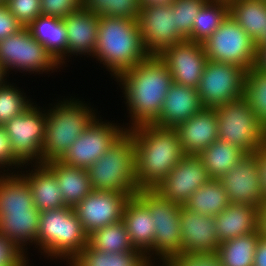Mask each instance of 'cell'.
Returning a JSON list of instances; mask_svg holds the SVG:
<instances>
[{
  "label": "cell",
  "mask_w": 266,
  "mask_h": 266,
  "mask_svg": "<svg viewBox=\"0 0 266 266\" xmlns=\"http://www.w3.org/2000/svg\"><path fill=\"white\" fill-rule=\"evenodd\" d=\"M158 56L174 83L197 89L208 60L202 43L185 40L166 47Z\"/></svg>",
  "instance_id": "16"
},
{
  "label": "cell",
  "mask_w": 266,
  "mask_h": 266,
  "mask_svg": "<svg viewBox=\"0 0 266 266\" xmlns=\"http://www.w3.org/2000/svg\"><path fill=\"white\" fill-rule=\"evenodd\" d=\"M63 98L46 109V132L41 148L42 164L59 160L97 116L93 106L75 98ZM90 106V107H89Z\"/></svg>",
  "instance_id": "4"
},
{
  "label": "cell",
  "mask_w": 266,
  "mask_h": 266,
  "mask_svg": "<svg viewBox=\"0 0 266 266\" xmlns=\"http://www.w3.org/2000/svg\"><path fill=\"white\" fill-rule=\"evenodd\" d=\"M134 141L138 190H154L186 155L174 128L154 124L127 130Z\"/></svg>",
  "instance_id": "2"
},
{
  "label": "cell",
  "mask_w": 266,
  "mask_h": 266,
  "mask_svg": "<svg viewBox=\"0 0 266 266\" xmlns=\"http://www.w3.org/2000/svg\"><path fill=\"white\" fill-rule=\"evenodd\" d=\"M24 26L9 12L6 5L0 6V40L20 31Z\"/></svg>",
  "instance_id": "46"
},
{
  "label": "cell",
  "mask_w": 266,
  "mask_h": 266,
  "mask_svg": "<svg viewBox=\"0 0 266 266\" xmlns=\"http://www.w3.org/2000/svg\"><path fill=\"white\" fill-rule=\"evenodd\" d=\"M60 65L67 59V29L63 19L40 15L26 27Z\"/></svg>",
  "instance_id": "26"
},
{
  "label": "cell",
  "mask_w": 266,
  "mask_h": 266,
  "mask_svg": "<svg viewBox=\"0 0 266 266\" xmlns=\"http://www.w3.org/2000/svg\"><path fill=\"white\" fill-rule=\"evenodd\" d=\"M248 70L207 60L197 91L204 108H216L244 98Z\"/></svg>",
  "instance_id": "10"
},
{
  "label": "cell",
  "mask_w": 266,
  "mask_h": 266,
  "mask_svg": "<svg viewBox=\"0 0 266 266\" xmlns=\"http://www.w3.org/2000/svg\"><path fill=\"white\" fill-rule=\"evenodd\" d=\"M102 120L96 116L58 161L87 170L127 131L124 124Z\"/></svg>",
  "instance_id": "13"
},
{
  "label": "cell",
  "mask_w": 266,
  "mask_h": 266,
  "mask_svg": "<svg viewBox=\"0 0 266 266\" xmlns=\"http://www.w3.org/2000/svg\"><path fill=\"white\" fill-rule=\"evenodd\" d=\"M141 7L149 5H168L172 4L175 0H139Z\"/></svg>",
  "instance_id": "51"
},
{
  "label": "cell",
  "mask_w": 266,
  "mask_h": 266,
  "mask_svg": "<svg viewBox=\"0 0 266 266\" xmlns=\"http://www.w3.org/2000/svg\"><path fill=\"white\" fill-rule=\"evenodd\" d=\"M28 183L17 173H0V216L6 212H29L34 207Z\"/></svg>",
  "instance_id": "29"
},
{
  "label": "cell",
  "mask_w": 266,
  "mask_h": 266,
  "mask_svg": "<svg viewBox=\"0 0 266 266\" xmlns=\"http://www.w3.org/2000/svg\"><path fill=\"white\" fill-rule=\"evenodd\" d=\"M0 65L7 77L14 69L21 73L47 74L61 67L26 27L0 40Z\"/></svg>",
  "instance_id": "9"
},
{
  "label": "cell",
  "mask_w": 266,
  "mask_h": 266,
  "mask_svg": "<svg viewBox=\"0 0 266 266\" xmlns=\"http://www.w3.org/2000/svg\"><path fill=\"white\" fill-rule=\"evenodd\" d=\"M209 0H175L171 5L178 32L187 40L193 28L194 18Z\"/></svg>",
  "instance_id": "40"
},
{
  "label": "cell",
  "mask_w": 266,
  "mask_h": 266,
  "mask_svg": "<svg viewBox=\"0 0 266 266\" xmlns=\"http://www.w3.org/2000/svg\"><path fill=\"white\" fill-rule=\"evenodd\" d=\"M41 15L63 19L82 8V0H41Z\"/></svg>",
  "instance_id": "44"
},
{
  "label": "cell",
  "mask_w": 266,
  "mask_h": 266,
  "mask_svg": "<svg viewBox=\"0 0 266 266\" xmlns=\"http://www.w3.org/2000/svg\"><path fill=\"white\" fill-rule=\"evenodd\" d=\"M137 21L143 45L150 55H159L166 47L186 40L178 32L171 4L141 7Z\"/></svg>",
  "instance_id": "14"
},
{
  "label": "cell",
  "mask_w": 266,
  "mask_h": 266,
  "mask_svg": "<svg viewBox=\"0 0 266 266\" xmlns=\"http://www.w3.org/2000/svg\"><path fill=\"white\" fill-rule=\"evenodd\" d=\"M135 149L126 131L87 171L93 190L136 193Z\"/></svg>",
  "instance_id": "6"
},
{
  "label": "cell",
  "mask_w": 266,
  "mask_h": 266,
  "mask_svg": "<svg viewBox=\"0 0 266 266\" xmlns=\"http://www.w3.org/2000/svg\"><path fill=\"white\" fill-rule=\"evenodd\" d=\"M244 98L256 117L266 126V73L252 67L246 76Z\"/></svg>",
  "instance_id": "39"
},
{
  "label": "cell",
  "mask_w": 266,
  "mask_h": 266,
  "mask_svg": "<svg viewBox=\"0 0 266 266\" xmlns=\"http://www.w3.org/2000/svg\"><path fill=\"white\" fill-rule=\"evenodd\" d=\"M218 139L252 154L266 145V126L256 117L249 102L242 98L215 108Z\"/></svg>",
  "instance_id": "8"
},
{
  "label": "cell",
  "mask_w": 266,
  "mask_h": 266,
  "mask_svg": "<svg viewBox=\"0 0 266 266\" xmlns=\"http://www.w3.org/2000/svg\"><path fill=\"white\" fill-rule=\"evenodd\" d=\"M185 154L198 155L218 139L215 108H202L174 128Z\"/></svg>",
  "instance_id": "20"
},
{
  "label": "cell",
  "mask_w": 266,
  "mask_h": 266,
  "mask_svg": "<svg viewBox=\"0 0 266 266\" xmlns=\"http://www.w3.org/2000/svg\"><path fill=\"white\" fill-rule=\"evenodd\" d=\"M219 181L225 188L229 203L260 207L264 201L259 168L253 154H246Z\"/></svg>",
  "instance_id": "18"
},
{
  "label": "cell",
  "mask_w": 266,
  "mask_h": 266,
  "mask_svg": "<svg viewBox=\"0 0 266 266\" xmlns=\"http://www.w3.org/2000/svg\"><path fill=\"white\" fill-rule=\"evenodd\" d=\"M88 244V234L75 213L74 207L65 206L40 212L35 247L50 260L68 263ZM41 249V250H40Z\"/></svg>",
  "instance_id": "5"
},
{
  "label": "cell",
  "mask_w": 266,
  "mask_h": 266,
  "mask_svg": "<svg viewBox=\"0 0 266 266\" xmlns=\"http://www.w3.org/2000/svg\"><path fill=\"white\" fill-rule=\"evenodd\" d=\"M68 266H154L147 256L137 249L124 253H104L87 244Z\"/></svg>",
  "instance_id": "30"
},
{
  "label": "cell",
  "mask_w": 266,
  "mask_h": 266,
  "mask_svg": "<svg viewBox=\"0 0 266 266\" xmlns=\"http://www.w3.org/2000/svg\"><path fill=\"white\" fill-rule=\"evenodd\" d=\"M253 266H266V239L263 237L257 243Z\"/></svg>",
  "instance_id": "48"
},
{
  "label": "cell",
  "mask_w": 266,
  "mask_h": 266,
  "mask_svg": "<svg viewBox=\"0 0 266 266\" xmlns=\"http://www.w3.org/2000/svg\"><path fill=\"white\" fill-rule=\"evenodd\" d=\"M41 0H6L9 12L24 26L27 27L41 15Z\"/></svg>",
  "instance_id": "42"
},
{
  "label": "cell",
  "mask_w": 266,
  "mask_h": 266,
  "mask_svg": "<svg viewBox=\"0 0 266 266\" xmlns=\"http://www.w3.org/2000/svg\"><path fill=\"white\" fill-rule=\"evenodd\" d=\"M39 219L35 206L29 212H6L0 216V233L26 254L27 245L37 242Z\"/></svg>",
  "instance_id": "27"
},
{
  "label": "cell",
  "mask_w": 266,
  "mask_h": 266,
  "mask_svg": "<svg viewBox=\"0 0 266 266\" xmlns=\"http://www.w3.org/2000/svg\"><path fill=\"white\" fill-rule=\"evenodd\" d=\"M254 67L262 73H266V45L260 46L257 49L256 63Z\"/></svg>",
  "instance_id": "50"
},
{
  "label": "cell",
  "mask_w": 266,
  "mask_h": 266,
  "mask_svg": "<svg viewBox=\"0 0 266 266\" xmlns=\"http://www.w3.org/2000/svg\"><path fill=\"white\" fill-rule=\"evenodd\" d=\"M209 1H224V2L230 3L232 0H209Z\"/></svg>",
  "instance_id": "54"
},
{
  "label": "cell",
  "mask_w": 266,
  "mask_h": 266,
  "mask_svg": "<svg viewBox=\"0 0 266 266\" xmlns=\"http://www.w3.org/2000/svg\"><path fill=\"white\" fill-rule=\"evenodd\" d=\"M245 155L246 153L239 147L220 139L214 141L198 154L210 179L221 178L235 167Z\"/></svg>",
  "instance_id": "31"
},
{
  "label": "cell",
  "mask_w": 266,
  "mask_h": 266,
  "mask_svg": "<svg viewBox=\"0 0 266 266\" xmlns=\"http://www.w3.org/2000/svg\"><path fill=\"white\" fill-rule=\"evenodd\" d=\"M67 29V56H91L98 39L99 16L79 8L63 18Z\"/></svg>",
  "instance_id": "21"
},
{
  "label": "cell",
  "mask_w": 266,
  "mask_h": 266,
  "mask_svg": "<svg viewBox=\"0 0 266 266\" xmlns=\"http://www.w3.org/2000/svg\"><path fill=\"white\" fill-rule=\"evenodd\" d=\"M32 103L4 127L16 158L26 166L42 164L41 148L46 132V110ZM33 162V163H32Z\"/></svg>",
  "instance_id": "12"
},
{
  "label": "cell",
  "mask_w": 266,
  "mask_h": 266,
  "mask_svg": "<svg viewBox=\"0 0 266 266\" xmlns=\"http://www.w3.org/2000/svg\"><path fill=\"white\" fill-rule=\"evenodd\" d=\"M122 220L134 249L148 257L153 252L155 222L148 208L135 195L127 200Z\"/></svg>",
  "instance_id": "23"
},
{
  "label": "cell",
  "mask_w": 266,
  "mask_h": 266,
  "mask_svg": "<svg viewBox=\"0 0 266 266\" xmlns=\"http://www.w3.org/2000/svg\"><path fill=\"white\" fill-rule=\"evenodd\" d=\"M161 266H223L217 252L185 253L180 252L169 258Z\"/></svg>",
  "instance_id": "41"
},
{
  "label": "cell",
  "mask_w": 266,
  "mask_h": 266,
  "mask_svg": "<svg viewBox=\"0 0 266 266\" xmlns=\"http://www.w3.org/2000/svg\"><path fill=\"white\" fill-rule=\"evenodd\" d=\"M135 196L148 208L155 222L153 252L147 258L154 266H161L169 258L182 252L181 205L164 199L155 190H139ZM153 258L159 259L158 265H155Z\"/></svg>",
  "instance_id": "7"
},
{
  "label": "cell",
  "mask_w": 266,
  "mask_h": 266,
  "mask_svg": "<svg viewBox=\"0 0 266 266\" xmlns=\"http://www.w3.org/2000/svg\"><path fill=\"white\" fill-rule=\"evenodd\" d=\"M115 81L122 89L131 119L124 126L126 130L152 124L159 117L166 94L173 84L168 67L158 55H149L122 72Z\"/></svg>",
  "instance_id": "1"
},
{
  "label": "cell",
  "mask_w": 266,
  "mask_h": 266,
  "mask_svg": "<svg viewBox=\"0 0 266 266\" xmlns=\"http://www.w3.org/2000/svg\"><path fill=\"white\" fill-rule=\"evenodd\" d=\"M82 8L99 17L109 16L137 20L141 11L139 0H82Z\"/></svg>",
  "instance_id": "37"
},
{
  "label": "cell",
  "mask_w": 266,
  "mask_h": 266,
  "mask_svg": "<svg viewBox=\"0 0 266 266\" xmlns=\"http://www.w3.org/2000/svg\"><path fill=\"white\" fill-rule=\"evenodd\" d=\"M45 165L58 180L65 206L75 207L93 191L86 169L65 165L58 160L49 161Z\"/></svg>",
  "instance_id": "28"
},
{
  "label": "cell",
  "mask_w": 266,
  "mask_h": 266,
  "mask_svg": "<svg viewBox=\"0 0 266 266\" xmlns=\"http://www.w3.org/2000/svg\"><path fill=\"white\" fill-rule=\"evenodd\" d=\"M252 154L255 156L259 168L263 199L266 201V145L258 148Z\"/></svg>",
  "instance_id": "47"
},
{
  "label": "cell",
  "mask_w": 266,
  "mask_h": 266,
  "mask_svg": "<svg viewBox=\"0 0 266 266\" xmlns=\"http://www.w3.org/2000/svg\"><path fill=\"white\" fill-rule=\"evenodd\" d=\"M88 244L104 253H124L134 249L123 220L93 231L88 235Z\"/></svg>",
  "instance_id": "36"
},
{
  "label": "cell",
  "mask_w": 266,
  "mask_h": 266,
  "mask_svg": "<svg viewBox=\"0 0 266 266\" xmlns=\"http://www.w3.org/2000/svg\"><path fill=\"white\" fill-rule=\"evenodd\" d=\"M24 166L25 165H23L16 158V156H15V154L11 148V143H10L9 137L6 133L5 127L3 125H0V169L3 170V172L1 170L0 173H3V174H5V172L6 173H9V172L15 173L16 170H14V169L18 170L19 167L20 168L22 167L21 169H25V168H23ZM9 168H12L11 171L13 170V172L9 171Z\"/></svg>",
  "instance_id": "45"
},
{
  "label": "cell",
  "mask_w": 266,
  "mask_h": 266,
  "mask_svg": "<svg viewBox=\"0 0 266 266\" xmlns=\"http://www.w3.org/2000/svg\"><path fill=\"white\" fill-rule=\"evenodd\" d=\"M6 80H7V75H6L5 71H4V69L2 68V66L0 65V85L2 83H4Z\"/></svg>",
  "instance_id": "53"
},
{
  "label": "cell",
  "mask_w": 266,
  "mask_h": 266,
  "mask_svg": "<svg viewBox=\"0 0 266 266\" xmlns=\"http://www.w3.org/2000/svg\"><path fill=\"white\" fill-rule=\"evenodd\" d=\"M13 84L6 80L0 85V125L3 126L33 103L18 86Z\"/></svg>",
  "instance_id": "38"
},
{
  "label": "cell",
  "mask_w": 266,
  "mask_h": 266,
  "mask_svg": "<svg viewBox=\"0 0 266 266\" xmlns=\"http://www.w3.org/2000/svg\"><path fill=\"white\" fill-rule=\"evenodd\" d=\"M259 230L220 243L217 253L223 266H253Z\"/></svg>",
  "instance_id": "34"
},
{
  "label": "cell",
  "mask_w": 266,
  "mask_h": 266,
  "mask_svg": "<svg viewBox=\"0 0 266 266\" xmlns=\"http://www.w3.org/2000/svg\"><path fill=\"white\" fill-rule=\"evenodd\" d=\"M150 54L143 45L139 23L130 18L99 17L98 39L93 57L111 77L133 68Z\"/></svg>",
  "instance_id": "3"
},
{
  "label": "cell",
  "mask_w": 266,
  "mask_h": 266,
  "mask_svg": "<svg viewBox=\"0 0 266 266\" xmlns=\"http://www.w3.org/2000/svg\"><path fill=\"white\" fill-rule=\"evenodd\" d=\"M266 45V24L263 30V37L256 43V48L258 49L260 46Z\"/></svg>",
  "instance_id": "52"
},
{
  "label": "cell",
  "mask_w": 266,
  "mask_h": 266,
  "mask_svg": "<svg viewBox=\"0 0 266 266\" xmlns=\"http://www.w3.org/2000/svg\"><path fill=\"white\" fill-rule=\"evenodd\" d=\"M135 193L93 190L75 207V213L85 232L93 231L122 220L127 200Z\"/></svg>",
  "instance_id": "15"
},
{
  "label": "cell",
  "mask_w": 266,
  "mask_h": 266,
  "mask_svg": "<svg viewBox=\"0 0 266 266\" xmlns=\"http://www.w3.org/2000/svg\"><path fill=\"white\" fill-rule=\"evenodd\" d=\"M180 233L182 252L213 253L218 251L220 245L218 230L212 215L203 216L181 205Z\"/></svg>",
  "instance_id": "19"
},
{
  "label": "cell",
  "mask_w": 266,
  "mask_h": 266,
  "mask_svg": "<svg viewBox=\"0 0 266 266\" xmlns=\"http://www.w3.org/2000/svg\"><path fill=\"white\" fill-rule=\"evenodd\" d=\"M258 212L257 206L229 203L225 210L214 216L219 243L258 230Z\"/></svg>",
  "instance_id": "25"
},
{
  "label": "cell",
  "mask_w": 266,
  "mask_h": 266,
  "mask_svg": "<svg viewBox=\"0 0 266 266\" xmlns=\"http://www.w3.org/2000/svg\"><path fill=\"white\" fill-rule=\"evenodd\" d=\"M6 4V0H0V6H3Z\"/></svg>",
  "instance_id": "55"
},
{
  "label": "cell",
  "mask_w": 266,
  "mask_h": 266,
  "mask_svg": "<svg viewBox=\"0 0 266 266\" xmlns=\"http://www.w3.org/2000/svg\"><path fill=\"white\" fill-rule=\"evenodd\" d=\"M229 15V3L208 1L194 18L193 28L187 40L203 43Z\"/></svg>",
  "instance_id": "35"
},
{
  "label": "cell",
  "mask_w": 266,
  "mask_h": 266,
  "mask_svg": "<svg viewBox=\"0 0 266 266\" xmlns=\"http://www.w3.org/2000/svg\"><path fill=\"white\" fill-rule=\"evenodd\" d=\"M209 179L201 158L186 154L154 190L164 199L183 205Z\"/></svg>",
  "instance_id": "17"
},
{
  "label": "cell",
  "mask_w": 266,
  "mask_h": 266,
  "mask_svg": "<svg viewBox=\"0 0 266 266\" xmlns=\"http://www.w3.org/2000/svg\"><path fill=\"white\" fill-rule=\"evenodd\" d=\"M202 108L197 89L173 82L166 94L161 113L152 124L162 128H175Z\"/></svg>",
  "instance_id": "22"
},
{
  "label": "cell",
  "mask_w": 266,
  "mask_h": 266,
  "mask_svg": "<svg viewBox=\"0 0 266 266\" xmlns=\"http://www.w3.org/2000/svg\"><path fill=\"white\" fill-rule=\"evenodd\" d=\"M229 15L255 43L263 37L266 24V1L232 0L229 3Z\"/></svg>",
  "instance_id": "32"
},
{
  "label": "cell",
  "mask_w": 266,
  "mask_h": 266,
  "mask_svg": "<svg viewBox=\"0 0 266 266\" xmlns=\"http://www.w3.org/2000/svg\"><path fill=\"white\" fill-rule=\"evenodd\" d=\"M31 168V171L30 168L26 170V174L25 170L20 171V175L29 185L35 207L40 212L65 207L54 173L45 164H31Z\"/></svg>",
  "instance_id": "24"
},
{
  "label": "cell",
  "mask_w": 266,
  "mask_h": 266,
  "mask_svg": "<svg viewBox=\"0 0 266 266\" xmlns=\"http://www.w3.org/2000/svg\"><path fill=\"white\" fill-rule=\"evenodd\" d=\"M202 45L208 60L234 64L248 71L255 66L256 43L231 15Z\"/></svg>",
  "instance_id": "11"
},
{
  "label": "cell",
  "mask_w": 266,
  "mask_h": 266,
  "mask_svg": "<svg viewBox=\"0 0 266 266\" xmlns=\"http://www.w3.org/2000/svg\"><path fill=\"white\" fill-rule=\"evenodd\" d=\"M228 205L227 193L219 179H209L183 204L186 209L203 216L220 214Z\"/></svg>",
  "instance_id": "33"
},
{
  "label": "cell",
  "mask_w": 266,
  "mask_h": 266,
  "mask_svg": "<svg viewBox=\"0 0 266 266\" xmlns=\"http://www.w3.org/2000/svg\"><path fill=\"white\" fill-rule=\"evenodd\" d=\"M258 230L260 236L266 239V201H263L259 207Z\"/></svg>",
  "instance_id": "49"
},
{
  "label": "cell",
  "mask_w": 266,
  "mask_h": 266,
  "mask_svg": "<svg viewBox=\"0 0 266 266\" xmlns=\"http://www.w3.org/2000/svg\"><path fill=\"white\" fill-rule=\"evenodd\" d=\"M27 255L0 233V266H29Z\"/></svg>",
  "instance_id": "43"
}]
</instances>
